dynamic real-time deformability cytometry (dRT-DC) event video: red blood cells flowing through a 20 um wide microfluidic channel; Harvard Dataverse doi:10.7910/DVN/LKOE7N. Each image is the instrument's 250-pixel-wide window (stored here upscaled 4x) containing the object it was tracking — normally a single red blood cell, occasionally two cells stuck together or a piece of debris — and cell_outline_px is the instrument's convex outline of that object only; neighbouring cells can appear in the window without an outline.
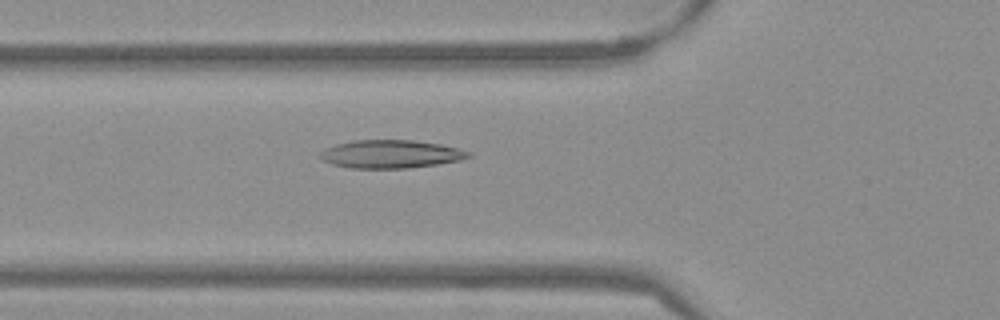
{"species": "Egyptian fruit bat (a non-hibernating species)", "species_latin": "Rousettus aegyptiacus", "temperature_condition": "warm", "stored_images_in_passage": 53, "camera_frame_rate_fps": 3000, "um_per_image_px": 0.085, "frame": {"image": 1, "passage_image": 19, "time_ms": 6.0, "image_size_px": [1000, 320], "cell_outline_px": [[472, 156], [460, 160], [436, 164], [408, 168], [348, 168], [332, 164], [320, 160], [320, 152], [324, 148], [336, 144], [352, 140], [412, 140], [440, 144], [472, 152]], "centroid_in_image_um": [33.17, 13.09], "position_along_channel_um": 92.6, "area_um2": 24.39}}
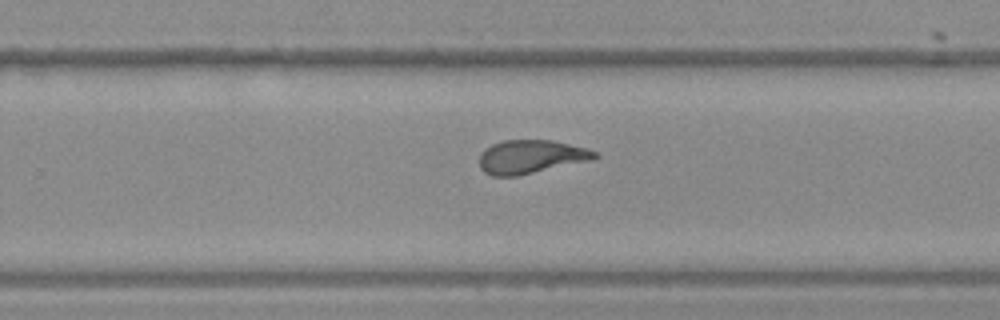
{"frame": {"image": 2, "passage_image": 34, "time_ms": 11.0, "image_size_px": [1000, 320], "cell_outline_px": [[600, 156], [592, 160], [516, 176], [492, 176], [484, 172], [480, 168], [480, 152], [484, 148], [492, 144], [504, 140], [552, 140], [588, 148], [596, 152]], "centroid_in_image_um": [45.12, 13.32], "position_along_channel_um": 284.7, "area_um2": 22.66}}
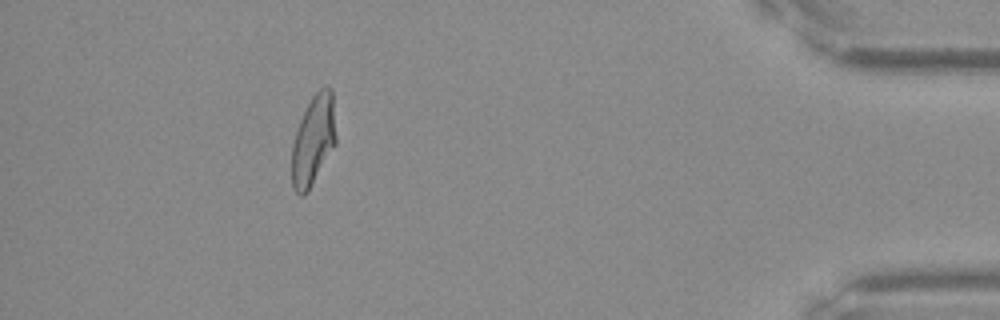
{"frame": {"image": 3, "passage_image": 48, "time_ms": 15.667, "image_size_px": [1000, 320], "cell_outline_px": [[336, 144], [308, 192], [304, 196], [300, 196], [292, 188], [292, 144], [300, 120], [312, 96], [320, 88], [328, 84], [332, 88], [336, 136]], "centroid_in_image_um": [26.64, 11.93], "position_along_channel_um": 408.6, "area_um2": 23.35}, "authors_computed_cell_mechanics": {"area_um2": 23.5246, "velocity_mm_per_s": 3.8256, "shape_relaxation_time_tau1_ms": null, "shape_relaxation_time_tau2_ms": 1.449, "deformation_change_tau1": null, "deformation_change_tau2": 0.0853}}